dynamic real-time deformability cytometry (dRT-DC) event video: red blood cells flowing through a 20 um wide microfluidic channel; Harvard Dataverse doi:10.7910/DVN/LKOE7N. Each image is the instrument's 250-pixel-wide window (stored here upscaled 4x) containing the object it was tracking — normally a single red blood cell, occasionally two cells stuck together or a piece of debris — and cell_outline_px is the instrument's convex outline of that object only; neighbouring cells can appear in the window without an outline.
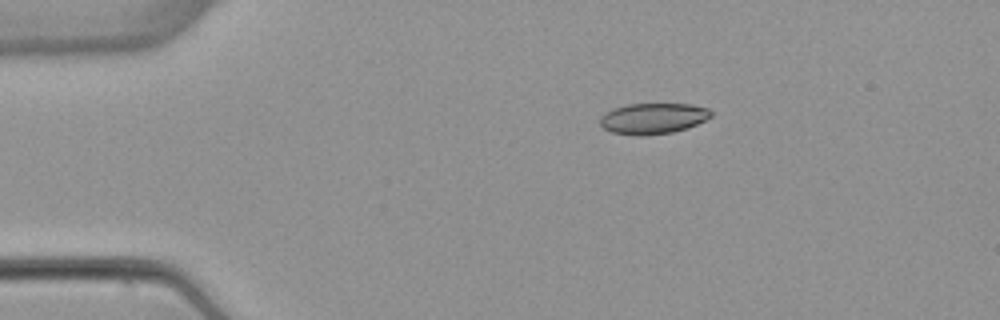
{"species": "common noctule bat (a hibernating species)", "species_latin": "Nyctalus noctula", "temperature_condition": "warm", "stored_images_in_passage": 6, "camera_frame_rate_fps": 3000, "um_per_image_px": 0.085, "animal": {"sex": "female", "body_mass_g": 22.7, "forearm_length_mm": 54.2}, "frame": {"image": 1, "passage_image": 3, "time_ms": 2.333, "image_size_px": [1000, 320], "cell_outline_px": [[712, 116], [688, 128], [672, 132], [644, 136], [636, 136], [612, 132], [604, 128], [600, 124], [600, 116], [612, 108], [628, 104], [692, 104], [708, 108], [712, 112]], "centroid_in_image_um": [55.5, 10.07], "position_along_channel_um": 29.5, "area_um2": 20.06}}
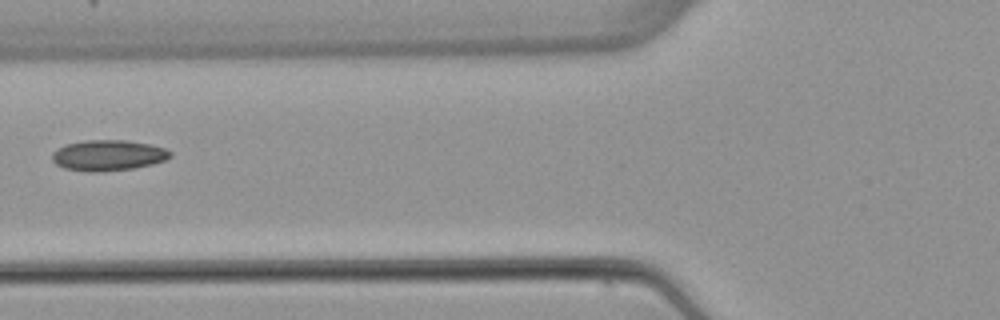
{"frame": {"image": 2, "passage_image": 5, "time_ms": 6.0, "image_size_px": [1000, 320], "cell_outline_px": [[172, 156], [164, 160], [152, 164], [132, 168], [96, 172], [88, 172], [64, 168], [56, 164], [52, 160], [52, 152], [64, 144], [84, 140], [124, 140], [152, 144], [164, 148], [172, 152]], "centroid_in_image_um": [9.17, 13.19], "position_along_channel_um": 116.6, "area_um2": 21.21}}
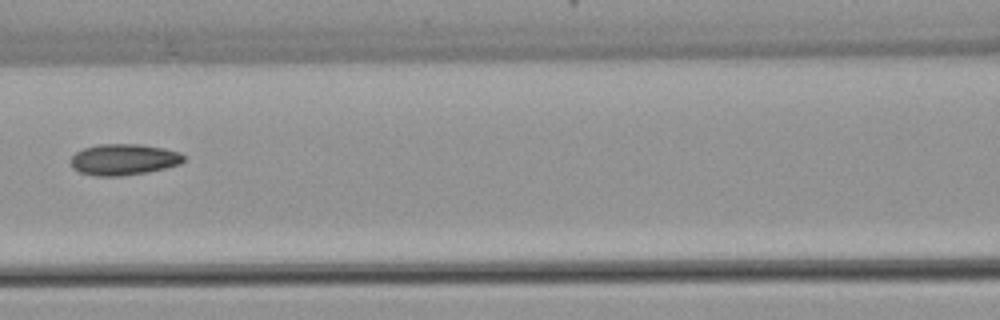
{"frame": {"image": 3, "passage_image": 6, "time_ms": 7.0, "image_size_px": [1000, 320], "cell_outline_px": [[184, 160], [180, 164], [148, 172], [120, 176], [96, 176], [80, 172], [72, 168], [68, 160], [76, 152], [84, 148], [96, 144], [140, 144], [164, 148], [180, 152], [184, 156]], "centroid_in_image_um": [10.48, 13.55], "position_along_channel_um": 156.1, "area_um2": 20.69}}